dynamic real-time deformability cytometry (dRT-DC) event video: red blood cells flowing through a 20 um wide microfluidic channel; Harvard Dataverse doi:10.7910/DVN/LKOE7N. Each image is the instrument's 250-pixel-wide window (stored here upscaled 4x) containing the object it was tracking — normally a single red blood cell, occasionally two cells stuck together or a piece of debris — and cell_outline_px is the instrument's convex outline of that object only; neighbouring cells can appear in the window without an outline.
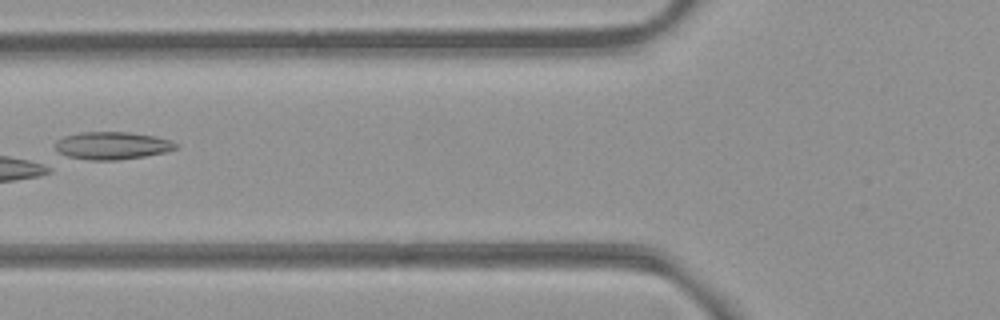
{"species": "common noctule bat (a hibernating species)", "species_latin": "Nyctalus noctula", "temperature_condition": "room temperature", "stored_images_in_passage": 5, "camera_frame_rate_fps": 3000, "um_per_image_px": 0.085, "animal": {"sex": "female", "body_mass_g": 21.9}, "frame": {"image": 1, "passage_image": 5, "time_ms": 1.333, "image_size_px": [1000, 320], "cell_outline_px": [[176, 148], [164, 152], [144, 156], [120, 160], [88, 160], [68, 156], [60, 152], [56, 148], [56, 140], [64, 136], [80, 132], [128, 132], [152, 136], [168, 140], [176, 144]], "centroid_in_image_um": [9.49, 12.38], "position_along_channel_um": 116.3, "area_um2": 19.07}}